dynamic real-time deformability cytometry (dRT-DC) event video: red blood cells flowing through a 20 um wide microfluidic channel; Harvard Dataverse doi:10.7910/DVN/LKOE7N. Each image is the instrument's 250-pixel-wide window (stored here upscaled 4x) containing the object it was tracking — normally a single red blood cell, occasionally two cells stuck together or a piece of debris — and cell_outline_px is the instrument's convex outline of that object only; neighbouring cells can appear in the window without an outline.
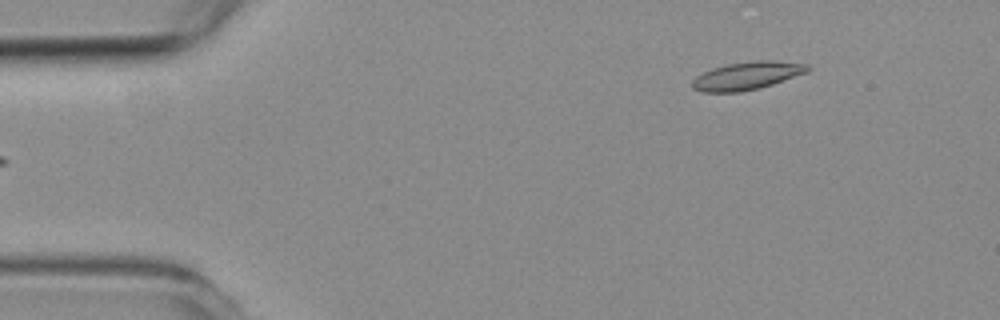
{"species": "common noctule bat (a hibernating species)", "species_latin": "Nyctalus noctula", "temperature_condition": "room temperature", "stored_images_in_passage": 4, "camera_frame_rate_fps": 3000, "um_per_image_px": 0.085, "animal": {"sex": "female", "body_mass_g": 19.3, "forearm_length_mm": 54.1}, "frame": {"image": 1, "passage_image": 4, "time_ms": 4.333, "image_size_px": [1000, 320], "cell_outline_px": [[812, 68], [808, 72], [760, 88], [740, 92], [700, 92], [692, 88], [692, 80], [696, 76], [712, 68], [728, 64], [756, 60], [776, 60], [808, 64]], "centroid_in_image_um": [63.51, 6.43], "position_along_channel_um": 21.5, "area_um2": 18.9}}